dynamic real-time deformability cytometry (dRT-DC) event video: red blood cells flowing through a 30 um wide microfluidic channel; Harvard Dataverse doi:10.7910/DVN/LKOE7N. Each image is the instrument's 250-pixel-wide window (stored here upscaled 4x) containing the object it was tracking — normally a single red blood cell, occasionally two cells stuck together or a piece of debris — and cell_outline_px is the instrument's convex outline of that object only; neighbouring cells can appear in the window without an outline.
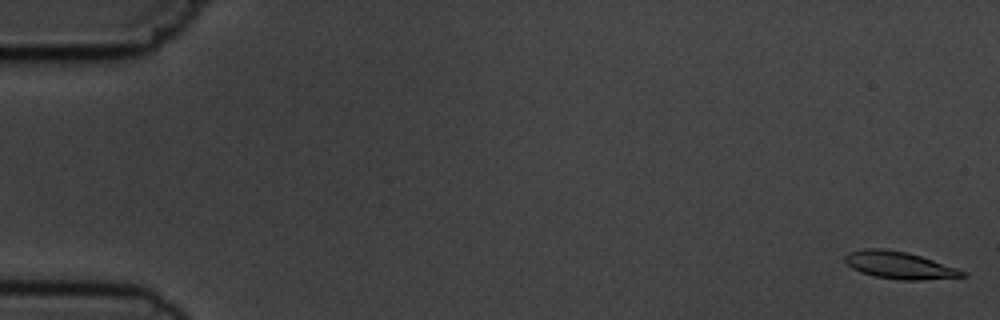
{"species": "common noctule bat (a hibernating species)", "species_latin": "Nyctalus noctula", "temperature_condition": "cold", "stored_images_in_passage": 6, "camera_frame_rate_fps": 3000, "um_per_image_px": 0.085, "animal": {"sex": "male", "body_mass_g": 19.5, "forearm_length_mm": 54.6}, "frame": {"image": 1, "passage_image": 6, "time_ms": 5.667, "image_size_px": [1000, 320], "cell_outline_px": [[968, 276], [920, 280], [900, 280], [876, 276], [860, 272], [852, 268], [844, 260], [844, 256], [848, 252], [864, 248], [884, 248], [908, 252], [968, 272]], "centroid_in_image_um": [76.43, 22.53], "position_along_channel_um": 8.6, "area_um2": 18.61}}